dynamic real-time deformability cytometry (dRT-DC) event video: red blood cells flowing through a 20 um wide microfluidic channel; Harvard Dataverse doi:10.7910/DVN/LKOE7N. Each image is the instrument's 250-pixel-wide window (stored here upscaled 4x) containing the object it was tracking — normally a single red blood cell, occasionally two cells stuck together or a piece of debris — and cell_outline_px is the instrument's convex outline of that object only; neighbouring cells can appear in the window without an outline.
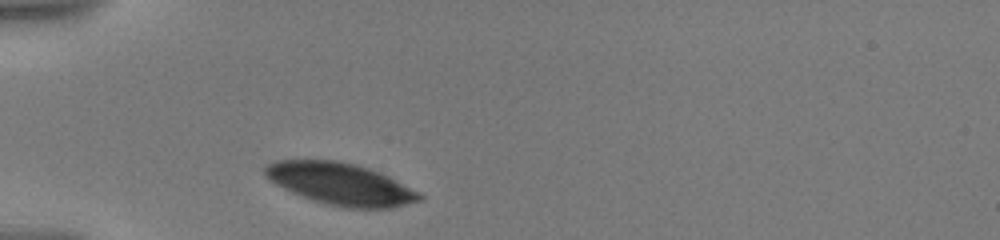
{"species": "human", "species_latin": "Homo sapiens", "temperature_condition": "warm", "stored_images_in_passage": 3, "camera_frame_rate_fps": 3000, "um_per_image_px": 0.085, "donor": {"sex": "male"}, "frame": {"image": 1, "passage_image": 1, "time_ms": 0.0, "image_size_px": [1000, 240], "cell_outline_px": [[424, 196], [420, 200], [392, 208], [344, 208], [312, 200], [292, 192], [272, 180], [264, 172], [264, 168], [268, 164], [276, 160], [336, 160], [356, 164], [368, 168], [388, 176], [420, 192]], "centroid_in_image_um": [28.99, 15.63], "position_along_channel_um": 56.0, "area_um2": 37.34}}
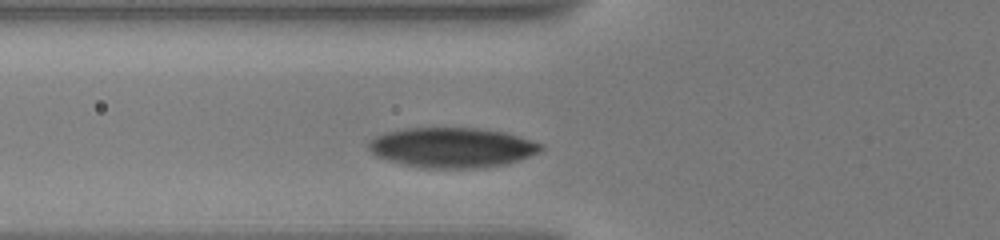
{"frame": {"image": 2, "passage_image": 3, "time_ms": 1.333, "image_size_px": [1000, 240], "cell_outline_px": [[544, 148], [540, 152], [520, 160], [508, 164], [484, 168], [420, 168], [388, 160], [376, 156], [368, 148], [368, 144], [376, 136], [388, 132], [408, 128], [476, 128], [504, 132], [520, 136], [544, 144]], "centroid_in_image_um": [38.49, 12.55], "position_along_channel_um": 87.3, "area_um2": 40.34}}